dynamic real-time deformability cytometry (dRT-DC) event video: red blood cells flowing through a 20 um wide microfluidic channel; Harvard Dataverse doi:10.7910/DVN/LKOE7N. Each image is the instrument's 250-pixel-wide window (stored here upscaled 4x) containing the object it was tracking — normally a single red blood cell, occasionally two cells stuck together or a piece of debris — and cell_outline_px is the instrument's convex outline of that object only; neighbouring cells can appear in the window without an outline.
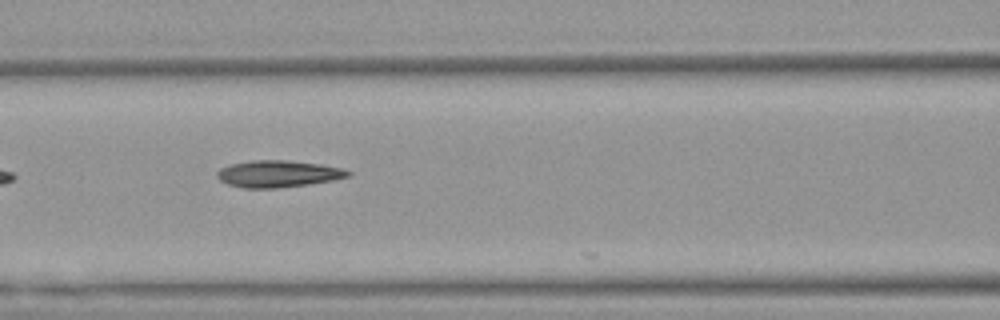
{"species": "Egyptian fruit bat (a non-hibernating species)", "species_latin": "Rousettus aegyptiacus", "temperature_condition": "warm", "stored_images_in_passage": 6, "camera_frame_rate_fps": 3000, "um_per_image_px": 0.085, "animal": {"sex": "female"}, "frame": {"image": 1, "passage_image": 4, "time_ms": 1.0, "image_size_px": [1000, 320], "cell_outline_px": [[352, 176], [332, 180], [308, 184], [276, 188], [244, 188], [228, 184], [220, 180], [216, 176], [216, 172], [220, 168], [232, 164], [252, 160], [288, 160], [320, 164], [344, 168], [352, 172]], "centroid_in_image_um": [23.66, 14.77], "position_along_channel_um": 142.9, "area_um2": 20.52}}
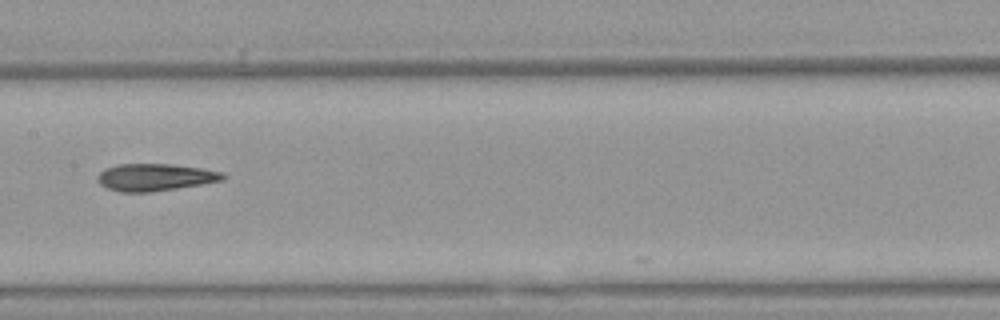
{"frame": {"image": 2, "passage_image": 5, "time_ms": 1.333, "image_size_px": [1000, 320], "cell_outline_px": [[228, 176], [224, 180], [152, 192], [120, 192], [108, 188], [100, 184], [96, 180], [96, 176], [104, 168], [116, 164], [172, 164], [200, 168], [224, 172]], "centroid_in_image_um": [13.17, 15.06], "position_along_channel_um": 194.2, "area_um2": 20.0}}